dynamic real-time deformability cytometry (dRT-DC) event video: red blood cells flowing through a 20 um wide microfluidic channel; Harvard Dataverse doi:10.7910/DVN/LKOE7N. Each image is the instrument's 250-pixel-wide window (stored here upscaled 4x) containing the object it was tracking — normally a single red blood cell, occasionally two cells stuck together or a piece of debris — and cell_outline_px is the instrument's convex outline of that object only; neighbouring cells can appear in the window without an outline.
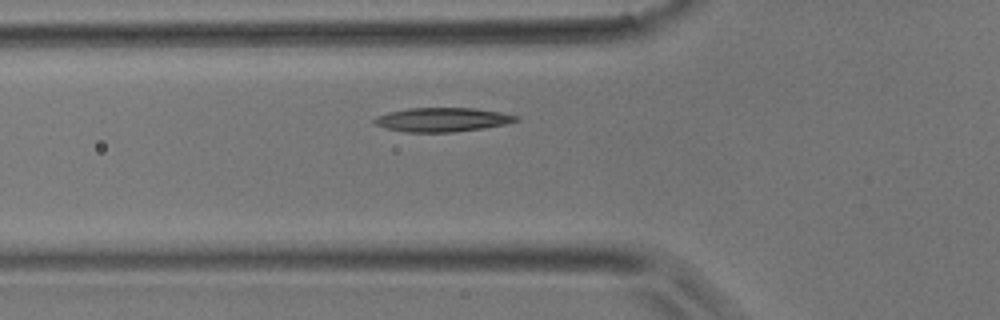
{"species": "common noctule bat (a hibernating species)", "species_latin": "Nyctalus noctula", "temperature_condition": "room temperature", "stored_images_in_passage": 4, "camera_frame_rate_fps": 3000, "um_per_image_px": 0.085, "animal": {"sex": "male", "body_mass_g": 17.9}, "frame": {"image": 1, "passage_image": 4, "time_ms": 1.0, "image_size_px": [1000, 320], "cell_outline_px": [[520, 120], [508, 124], [484, 128], [452, 132], [404, 132], [388, 128], [376, 124], [372, 120], [376, 116], [388, 112], [408, 108], [472, 108], [500, 112], [520, 116]], "centroid_in_image_um": [37.64, 10.17], "position_along_channel_um": 88.2, "area_um2": 19.88}}